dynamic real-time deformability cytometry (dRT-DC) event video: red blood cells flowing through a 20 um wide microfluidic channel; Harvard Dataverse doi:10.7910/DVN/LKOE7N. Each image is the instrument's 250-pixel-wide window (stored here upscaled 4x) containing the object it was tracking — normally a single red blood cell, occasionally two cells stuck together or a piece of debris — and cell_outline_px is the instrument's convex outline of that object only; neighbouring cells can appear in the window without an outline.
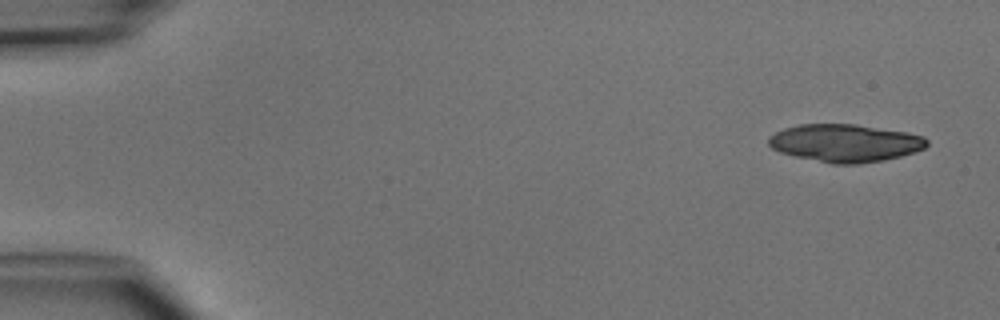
{"species": "common noctule bat (a hibernating species)", "species_latin": "Nyctalus noctula", "temperature_condition": "cold", "stored_images_in_passage": 5, "camera_frame_rate_fps": 3000, "um_per_image_px": 0.085, "animal": {"sex": "male", "body_mass_g": 15.6}, "frame": {"image": 1, "passage_image": 1, "time_ms": 0.0, "image_size_px": [1000, 320], "cell_outline_px": [[928, 144], [924, 148], [900, 156], [884, 160], [856, 164], [832, 164], [796, 156], [780, 152], [772, 148], [768, 144], [768, 136], [784, 128], [800, 124], [856, 124], [904, 132], [924, 136], [928, 140]], "centroid_in_image_um": [71.81, 12.15], "position_along_channel_um": 13.2, "area_um2": 34.62}}
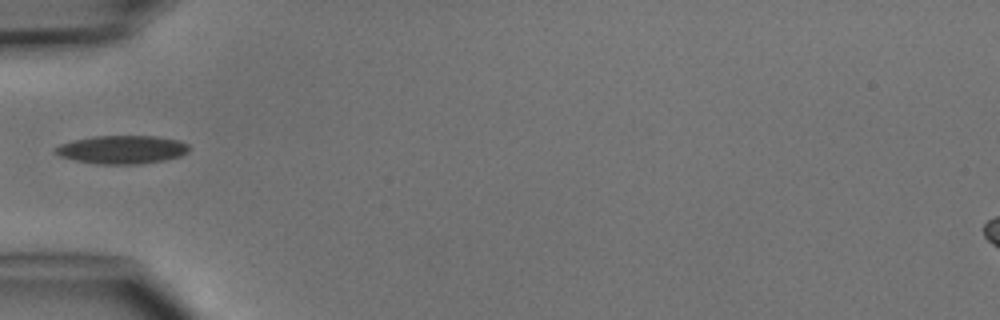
{"frame": {"image": 2, "passage_image": 5, "time_ms": 4.667, "image_size_px": [1000, 320], "cell_outline_px": [[188, 152], [180, 156], [164, 160], [136, 164], [96, 164], [76, 160], [60, 156], [52, 152], [52, 148], [60, 144], [72, 140], [92, 136], [156, 136], [180, 140], [188, 144]], "centroid_in_image_um": [10.33, 12.71], "position_along_channel_um": 74.7, "area_um2": 22.2}}